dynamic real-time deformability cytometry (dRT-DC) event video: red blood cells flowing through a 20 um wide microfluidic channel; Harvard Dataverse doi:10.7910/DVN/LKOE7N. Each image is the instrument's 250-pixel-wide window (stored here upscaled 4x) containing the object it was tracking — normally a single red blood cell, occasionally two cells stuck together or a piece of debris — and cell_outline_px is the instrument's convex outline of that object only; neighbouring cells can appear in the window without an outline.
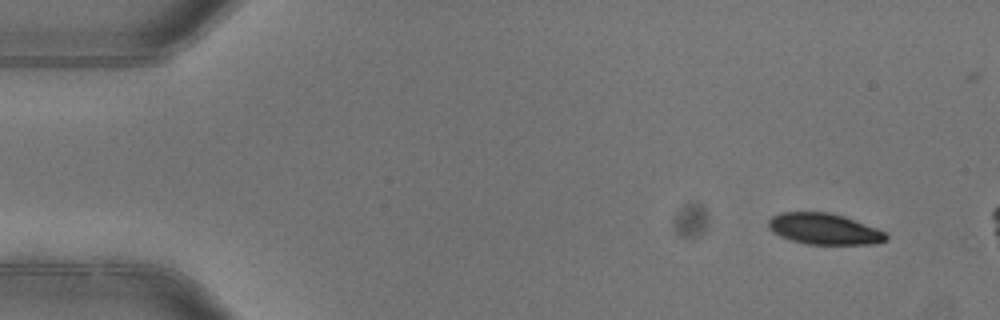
{"species": "common noctule bat (a hibernating species)", "species_latin": "Nyctalus noctula", "temperature_condition": "warm", "stored_images_in_passage": 3, "camera_frame_rate_fps": 3000, "um_per_image_px": 0.085, "animal": {"sex": "female"}, "frame": {"image": 1, "passage_image": 1, "time_ms": 0.0, "image_size_px": [1000, 320], "cell_outline_px": [[888, 240], [876, 244], [808, 244], [792, 240], [780, 236], [772, 232], [768, 228], [768, 220], [772, 216], [780, 212], [828, 212], [844, 216], [876, 228], [884, 232], [888, 236]], "centroid_in_image_um": [70.04, 19.46], "position_along_channel_um": 15.0, "area_um2": 21.33}}